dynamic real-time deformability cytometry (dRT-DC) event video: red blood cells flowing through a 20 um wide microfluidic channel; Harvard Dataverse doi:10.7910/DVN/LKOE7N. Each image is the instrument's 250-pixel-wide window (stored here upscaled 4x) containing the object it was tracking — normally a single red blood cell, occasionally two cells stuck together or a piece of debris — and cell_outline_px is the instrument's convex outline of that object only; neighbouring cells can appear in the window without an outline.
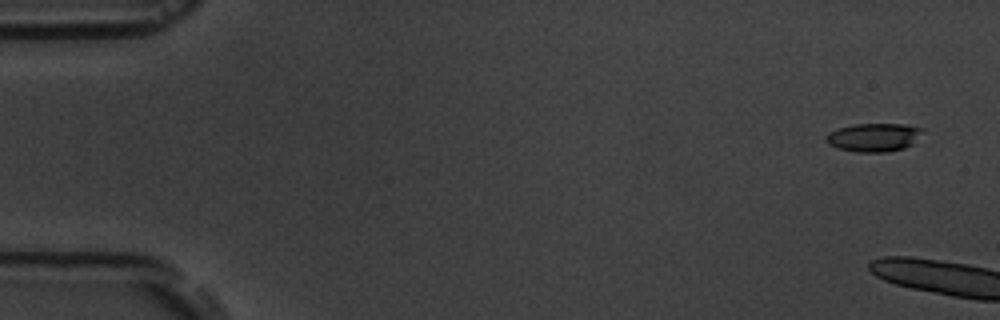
{"species": "common noctule bat (a hibernating species)", "species_latin": "Nyctalus noctula", "temperature_condition": "room temperature", "stored_images_in_passage": 6, "camera_frame_rate_fps": 3000, "um_per_image_px": 0.085, "animal": {"sex": "male", "body_mass_g": 19.5, "forearm_length_mm": 54.6}, "frame": {"image": 1, "passage_image": 1, "time_ms": 0.0, "image_size_px": [1000, 320], "cell_outline_px": [[924, 128], [912, 144], [904, 148], [888, 152], [856, 152], [836, 148], [828, 144], [824, 140], [824, 136], [828, 132], [852, 124], [908, 124]], "centroid_in_image_um": [74.22, 11.67], "position_along_channel_um": 10.8, "area_um2": 16.13}}
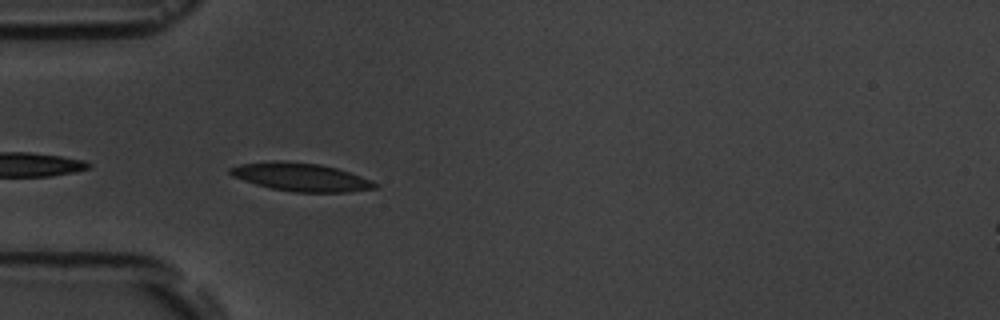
{"frame": {"image": 2, "passage_image": 6, "time_ms": 6.667, "image_size_px": [1000, 320], "cell_outline_px": [[380, 184], [376, 188], [348, 192], [292, 192], [272, 188], [256, 184], [232, 176], [228, 172], [228, 168], [240, 164], [276, 160], [284, 160], [320, 164], [336, 168], [372, 180]], "centroid_in_image_um": [25.57, 15.04], "position_along_channel_um": 59.4, "area_um2": 23.81}}